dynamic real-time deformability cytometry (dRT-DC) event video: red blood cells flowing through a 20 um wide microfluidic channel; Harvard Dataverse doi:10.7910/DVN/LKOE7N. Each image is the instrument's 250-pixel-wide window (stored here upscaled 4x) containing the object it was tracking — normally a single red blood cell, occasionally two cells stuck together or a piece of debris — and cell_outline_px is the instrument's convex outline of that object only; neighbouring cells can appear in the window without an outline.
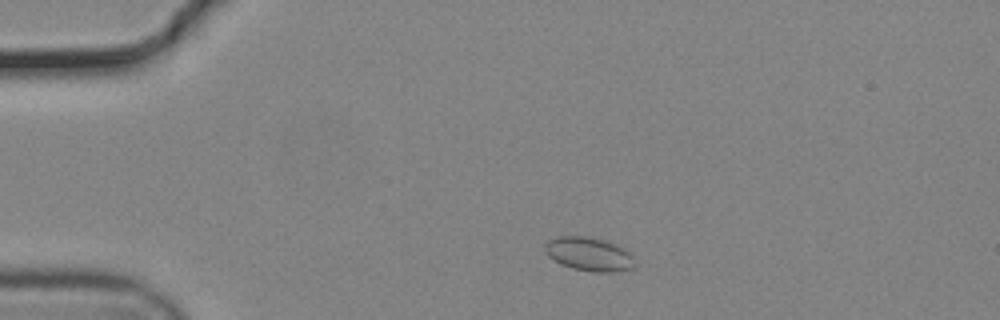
{"species": "common noctule bat (a hibernating species)", "species_latin": "Nyctalus noctula", "temperature_condition": "cold", "stored_images_in_passage": 50, "camera_frame_rate_fps": 3000, "um_per_image_px": 0.085, "animal": {"sex": "male", "body_mass_g": 19.2, "forearm_length_mm": 51.8}, "frame": {"image": 1, "passage_image": 6, "time_ms": 1.667, "image_size_px": [1000, 320], "cell_outline_px": [[636, 260], [632, 268], [612, 272], [592, 272], [572, 268], [560, 264], [548, 256], [544, 252], [544, 244], [548, 240], [560, 236], [584, 236], [604, 240], [616, 244], [628, 252]], "centroid_in_image_um": [50.03, 21.6], "position_along_channel_um": 35.0, "area_um2": 17.69}}
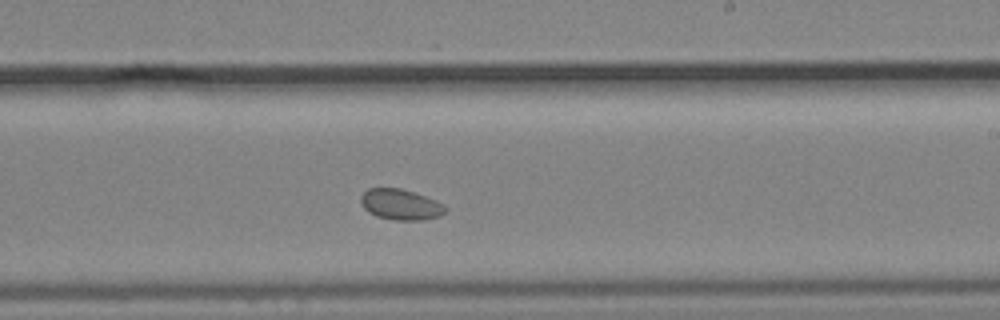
{"frame": {"image": 2, "passage_image": 28, "time_ms": 9.0, "image_size_px": [1000, 320], "cell_outline_px": [[448, 208], [440, 216], [424, 220], [392, 220], [376, 216], [368, 212], [360, 204], [360, 196], [368, 188], [400, 188], [416, 192], [436, 200], [444, 204]], "centroid_in_image_um": [34.05, 17.38], "position_along_channel_um": 254.9, "area_um2": 15.43}}
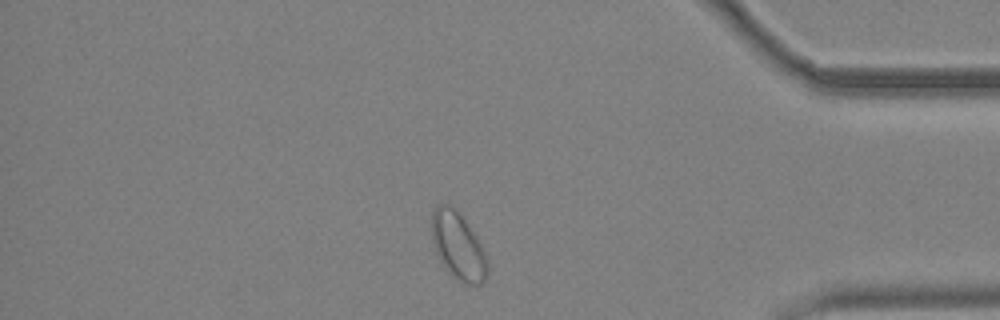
{"frame": {"image": 3, "passage_image": 42, "time_ms": 13.667, "image_size_px": [1000, 320], "cell_outline_px": [[488, 272], [484, 280], [480, 284], [468, 284], [452, 276], [436, 252], [432, 240], [432, 212], [440, 204], [448, 204], [456, 208], [468, 224], [476, 236], [484, 252], [488, 264]], "centroid_in_image_um": [38.94, 20.88], "position_along_channel_um": 396.3, "area_um2": 21.44}}